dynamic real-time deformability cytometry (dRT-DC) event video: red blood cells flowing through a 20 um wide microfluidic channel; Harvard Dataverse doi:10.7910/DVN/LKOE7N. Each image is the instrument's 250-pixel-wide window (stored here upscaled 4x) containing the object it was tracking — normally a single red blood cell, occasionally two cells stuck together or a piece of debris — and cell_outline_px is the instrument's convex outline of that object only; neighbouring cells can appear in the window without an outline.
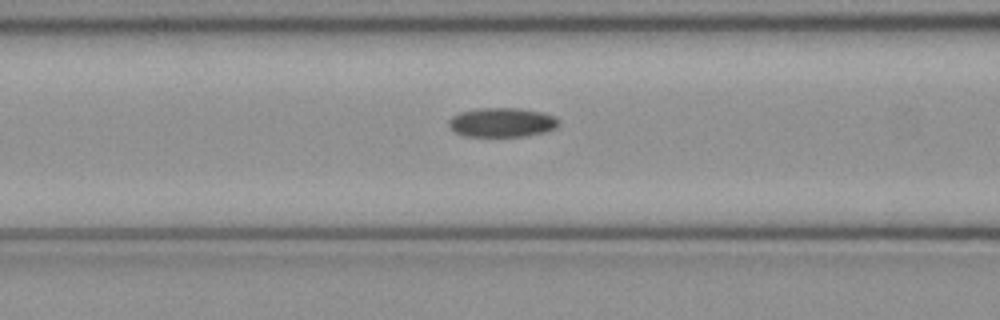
{"species": "common noctule bat (a hibernating species)", "species_latin": "Nyctalus noctula", "temperature_condition": "cold", "stored_images_in_passage": 18, "camera_frame_rate_fps": 3000, "um_per_image_px": 0.085, "animal": {"sex": "female", "body_mass_g": 21.9}, "frame": {"image": 1, "passage_image": 16, "time_ms": 5.0, "image_size_px": [1000, 320], "cell_outline_px": [[560, 124], [556, 128], [544, 132], [524, 136], [464, 136], [448, 128], [448, 120], [452, 116], [460, 112], [476, 108], [520, 108], [540, 112], [552, 116], [560, 120]], "centroid_in_image_um": [42.63, 10.4], "position_along_channel_um": 124.0, "area_um2": 18.84}}